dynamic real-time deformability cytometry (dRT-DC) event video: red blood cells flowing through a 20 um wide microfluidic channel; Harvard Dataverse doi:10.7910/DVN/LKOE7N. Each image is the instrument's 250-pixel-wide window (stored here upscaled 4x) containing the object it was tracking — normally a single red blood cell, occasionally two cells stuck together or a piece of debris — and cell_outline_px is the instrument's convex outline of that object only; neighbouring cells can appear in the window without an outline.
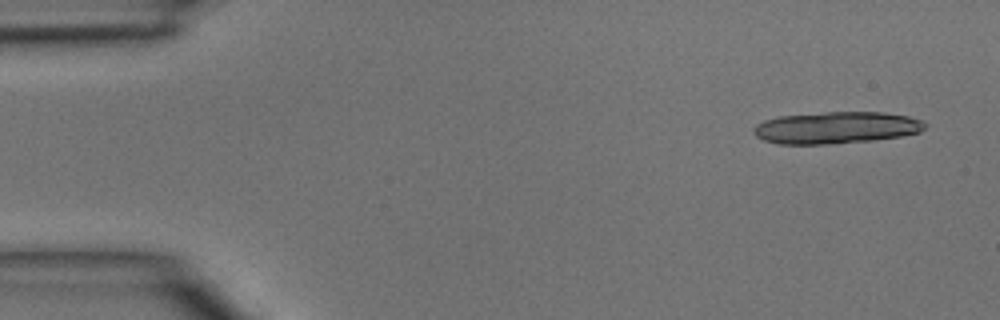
{"species": "common noctule bat (a hibernating species)", "species_latin": "Nyctalus noctula", "temperature_condition": "room temperature", "stored_images_in_passage": 5, "camera_frame_rate_fps": 3000, "um_per_image_px": 0.085, "animal": {"sex": "male", "body_mass_g": 15.6}, "frame": {"image": 1, "passage_image": 1, "time_ms": 0.0, "image_size_px": [1000, 320], "cell_outline_px": [[928, 124], [920, 132], [900, 136], [872, 140], [824, 144], [780, 144], [764, 140], [756, 136], [752, 132], [752, 128], [756, 124], [764, 120], [780, 116], [824, 112], [884, 112], [908, 116], [924, 120]], "centroid_in_image_um": [71.08, 10.84], "position_along_channel_um": 13.9, "area_um2": 31.91}}